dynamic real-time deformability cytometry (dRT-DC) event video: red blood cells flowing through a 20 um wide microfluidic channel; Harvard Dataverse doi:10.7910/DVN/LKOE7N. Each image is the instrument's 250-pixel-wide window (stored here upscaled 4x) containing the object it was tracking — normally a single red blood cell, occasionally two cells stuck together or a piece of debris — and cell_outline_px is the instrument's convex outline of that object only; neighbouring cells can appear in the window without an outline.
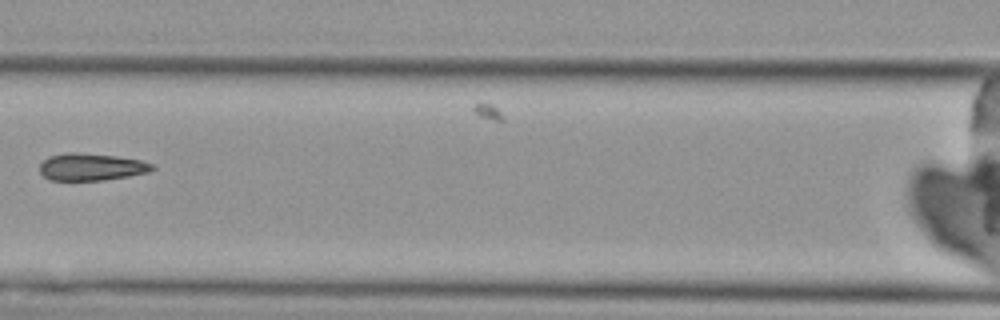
{"species": "Egyptian fruit bat (a non-hibernating species)", "species_latin": "Rousettus aegyptiacus", "temperature_condition": "cold", "stored_images_in_passage": 7, "camera_frame_rate_fps": 3000, "um_per_image_px": 0.085, "animal": {"sex": "female"}, "frame": {"image": 1, "passage_image": 7, "time_ms": 8.0, "image_size_px": [1000, 320], "cell_outline_px": [[156, 168], [148, 172], [128, 176], [104, 180], [48, 180], [40, 172], [40, 164], [48, 156], [68, 152], [76, 152], [116, 156], [140, 160], [152, 164]], "centroid_in_image_um": [7.74, 14.19], "position_along_channel_um": 158.9, "area_um2": 17.8}}